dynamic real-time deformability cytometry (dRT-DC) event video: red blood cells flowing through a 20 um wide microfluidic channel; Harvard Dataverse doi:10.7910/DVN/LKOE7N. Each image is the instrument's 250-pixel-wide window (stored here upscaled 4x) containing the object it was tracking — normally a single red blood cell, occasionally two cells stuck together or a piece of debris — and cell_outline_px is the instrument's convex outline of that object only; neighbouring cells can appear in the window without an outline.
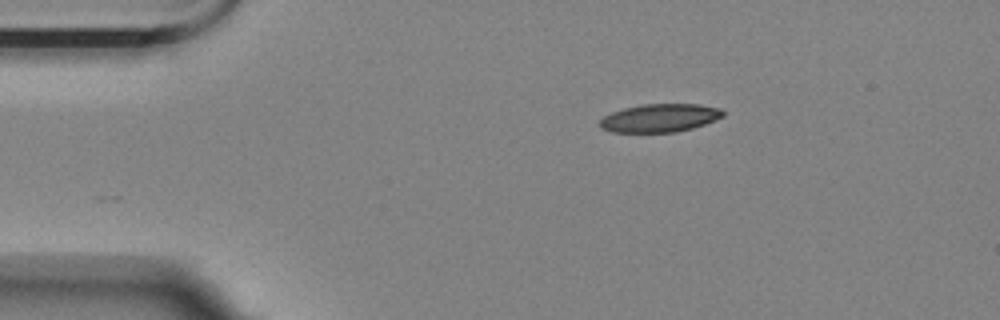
{"species": "Egyptian fruit bat (a non-hibernating species)", "species_latin": "Rousettus aegyptiacus", "temperature_condition": "room temperature", "stored_images_in_passage": 44, "camera_frame_rate_fps": 3000, "um_per_image_px": 0.085, "animal": {"sex": "female"}, "frame": {"image": 1, "passage_image": 1, "time_ms": 0.0, "image_size_px": [1000, 320], "cell_outline_px": [[724, 116], [704, 124], [692, 128], [676, 132], [612, 132], [600, 128], [596, 124], [604, 116], [612, 112], [624, 108], [644, 104], [700, 104], [720, 108], [724, 112]], "centroid_in_image_um": [56.05, 10.03], "position_along_channel_um": 28.9, "area_um2": 20.29}}
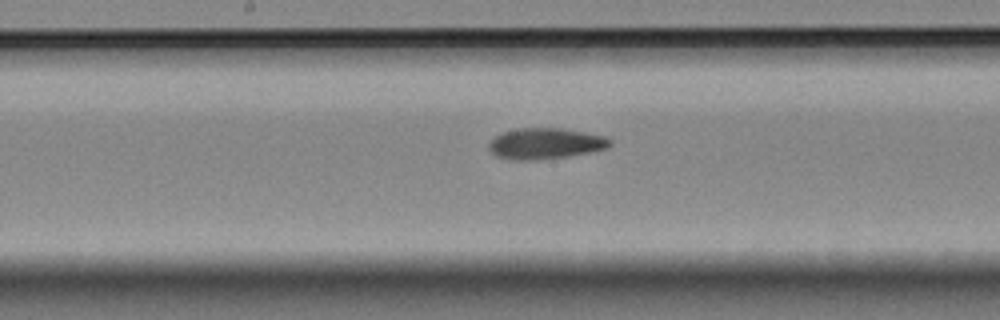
{"frame": {"image": 2, "passage_image": 20, "time_ms": 6.333, "image_size_px": [1000, 320], "cell_outline_px": [[612, 144], [608, 148], [592, 152], [568, 156], [532, 160], [512, 160], [496, 156], [488, 148], [488, 144], [496, 136], [504, 132], [516, 128], [560, 128], [608, 136], [612, 140]], "centroid_in_image_um": [46.4, 12.2], "position_along_channel_um": 201.8, "area_um2": 21.96}}
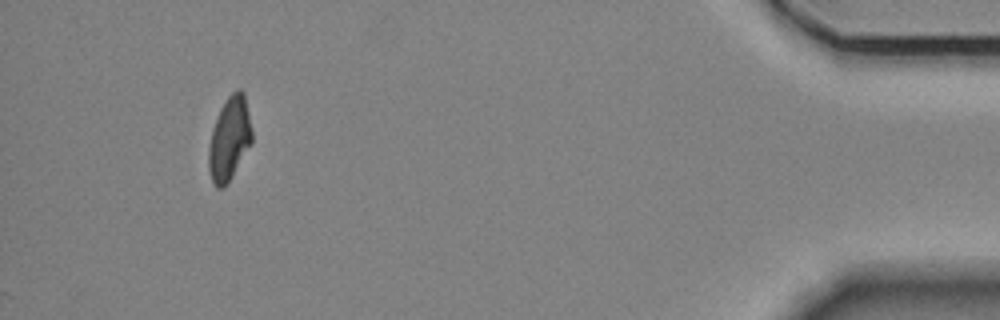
{"frame": {"image": 3, "passage_image": 44, "time_ms": 14.333, "image_size_px": [1000, 320], "cell_outline_px": [[252, 144], [232, 176], [224, 188], [216, 188], [212, 184], [208, 168], [208, 148], [212, 128], [220, 108], [228, 96], [236, 88], [240, 88], [244, 92], [252, 132]], "centroid_in_image_um": [19.49, 11.81], "position_along_channel_um": 415.7, "area_um2": 21.33}, "authors_computed_cell_mechanics": {"area_um2": 21.3282, "velocity_mm_per_s": 3.5125, "shape_relaxation_time_tau1_ms": null, "shape_relaxation_time_tau2_ms": 7.8852, "deformation_change_tau1": null, "deformation_change_tau2": 0.1517}}